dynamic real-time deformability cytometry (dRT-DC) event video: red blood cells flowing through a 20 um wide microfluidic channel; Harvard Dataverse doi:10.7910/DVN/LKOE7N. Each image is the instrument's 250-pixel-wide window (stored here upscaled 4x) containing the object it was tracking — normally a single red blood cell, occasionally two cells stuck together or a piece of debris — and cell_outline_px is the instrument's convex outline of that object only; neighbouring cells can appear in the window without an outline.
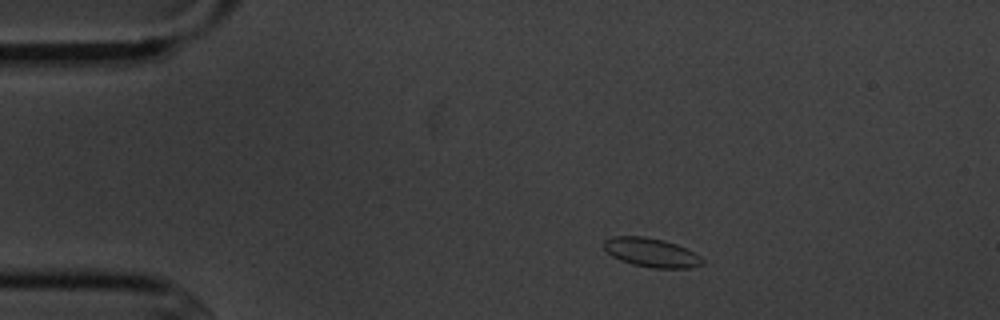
{"species": "common noctule bat (a hibernating species)", "species_latin": "Nyctalus noctula", "temperature_condition": "cold", "stored_images_in_passage": 10, "camera_frame_rate_fps": 3000, "um_per_image_px": 0.085, "animal": {"sex": "male", "body_mass_g": 20.1, "forearm_length_mm": 53.5}, "frame": {"image": 1, "passage_image": 2, "time_ms": 1.0, "image_size_px": [1000, 320], "cell_outline_px": [[704, 264], [692, 268], [652, 268], [632, 264], [620, 260], [612, 256], [604, 248], [604, 240], [612, 236], [644, 236], [664, 240], [676, 244], [700, 256], [704, 260]], "centroid_in_image_um": [55.36, 21.47], "position_along_channel_um": 29.6, "area_um2": 16.65}}
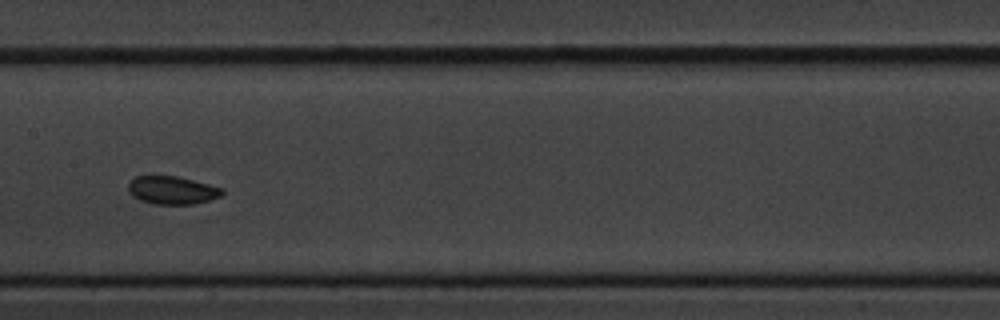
{"frame": {"image": 2, "passage_image": 7, "time_ms": 7.0, "image_size_px": [1000, 320], "cell_outline_px": [[224, 192], [220, 196], [208, 200], [192, 204], [152, 204], [140, 200], [132, 196], [128, 192], [128, 184], [136, 176], [152, 172], [176, 176], [224, 188]], "centroid_in_image_um": [14.56, 16.12], "position_along_channel_um": 192.8, "area_um2": 15.84}}
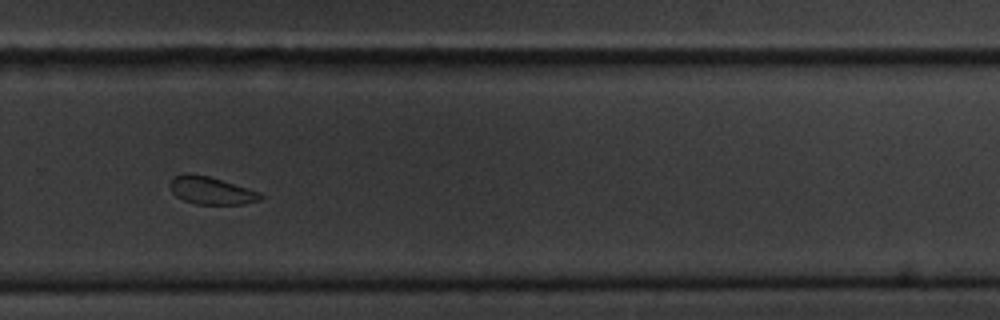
{"frame": {"image": 3, "passage_image": 10, "time_ms": 10.333, "image_size_px": [1000, 320], "cell_outline_px": [[264, 196], [260, 200], [244, 204], [196, 204], [184, 200], [176, 196], [172, 192], [168, 184], [172, 176], [188, 172], [208, 176], [248, 188], [260, 192]], "centroid_in_image_um": [17.91, 16.18], "position_along_channel_um": 311.9, "area_um2": 14.68}}